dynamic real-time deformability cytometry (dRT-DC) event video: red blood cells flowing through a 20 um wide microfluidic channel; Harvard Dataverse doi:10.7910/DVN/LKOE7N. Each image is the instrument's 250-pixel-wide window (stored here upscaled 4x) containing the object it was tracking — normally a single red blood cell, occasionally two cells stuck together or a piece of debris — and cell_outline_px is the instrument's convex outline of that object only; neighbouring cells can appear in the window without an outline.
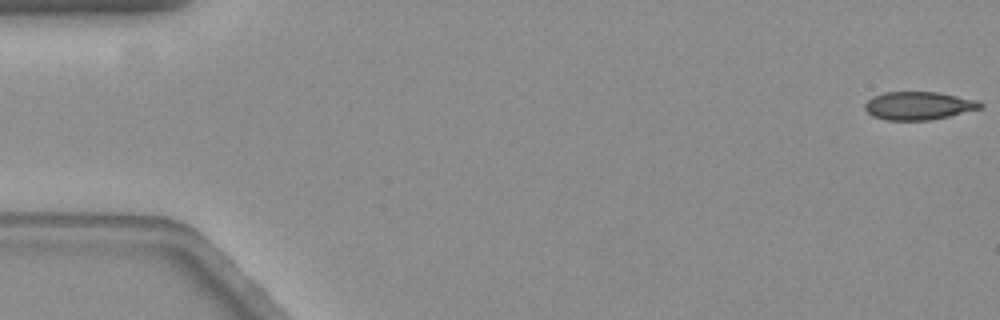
{"species": "common noctule bat (a hibernating species)", "species_latin": "Nyctalus noctula", "temperature_condition": "warm", "stored_images_in_passage": 19, "camera_frame_rate_fps": 3000, "um_per_image_px": 0.085, "animal": {"sex": "female", "body_mass_g": 19.3, "forearm_length_mm": 54.1}, "frame": {"image": 1, "passage_image": 1, "time_ms": 0.0, "image_size_px": [1000, 320], "cell_outline_px": [[984, 104], [980, 108], [948, 116], [928, 120], [884, 120], [872, 116], [864, 108], [864, 104], [872, 96], [884, 92], [936, 92], [980, 100]], "centroid_in_image_um": [78.06, 8.98], "position_along_channel_um": 6.9, "area_um2": 18.9}}
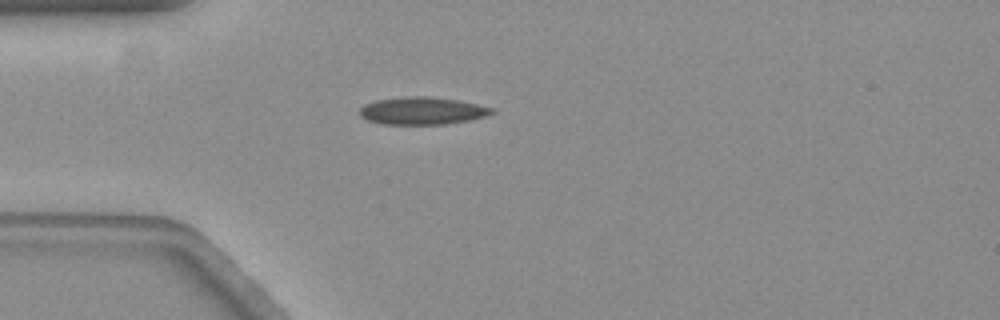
{"frame": {"image": 2, "passage_image": 16, "time_ms": 5.0, "image_size_px": [1000, 320], "cell_outline_px": [[496, 112], [484, 116], [468, 120], [444, 124], [380, 124], [368, 120], [360, 116], [360, 108], [364, 104], [376, 100], [404, 96], [428, 96], [456, 100], [476, 104], [492, 108]], "centroid_in_image_um": [35.84, 9.41], "position_along_channel_um": 49.2, "area_um2": 21.04}}